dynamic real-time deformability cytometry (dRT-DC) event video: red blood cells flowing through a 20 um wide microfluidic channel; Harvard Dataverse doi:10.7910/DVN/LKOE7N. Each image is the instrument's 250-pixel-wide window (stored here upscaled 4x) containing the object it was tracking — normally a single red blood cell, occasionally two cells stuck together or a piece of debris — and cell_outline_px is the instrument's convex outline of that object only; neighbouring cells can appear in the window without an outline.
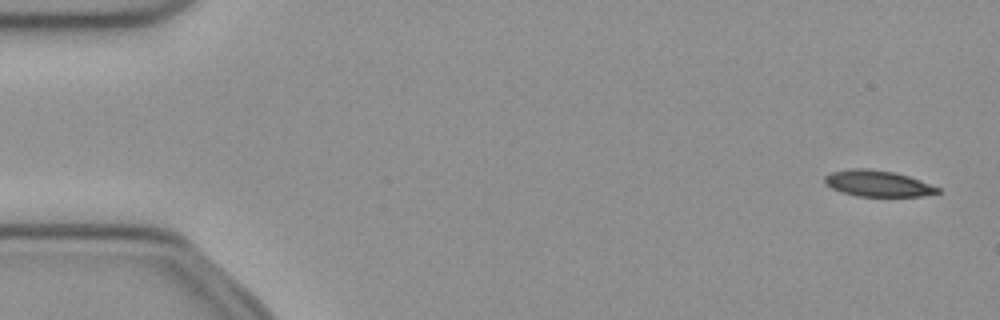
{"species": "common noctule bat (a hibernating species)", "species_latin": "Nyctalus noctula", "temperature_condition": "cold", "stored_images_in_passage": 51, "camera_frame_rate_fps": 3000, "um_per_image_px": 0.085, "animal": {"sex": "female", "body_mass_g": 21.9}, "frame": {"image": 1, "passage_image": 2, "time_ms": 0.333, "image_size_px": [1000, 320], "cell_outline_px": [[940, 192], [920, 196], [856, 196], [840, 192], [824, 184], [824, 176], [832, 172], [852, 168], [868, 168], [896, 172], [920, 180], [940, 188]], "centroid_in_image_um": [74.57, 15.59], "position_along_channel_um": 10.4, "area_um2": 17.28}}
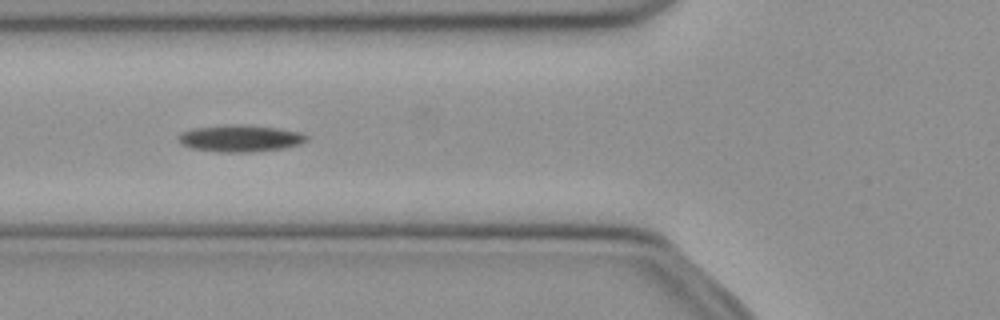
{"frame": {"image": 2, "passage_image": 19, "time_ms": 6.0, "image_size_px": [1000, 320], "cell_outline_px": [[308, 140], [300, 144], [284, 148], [252, 152], [216, 152], [192, 148], [180, 144], [180, 132], [192, 128], [224, 124], [244, 124], [276, 128], [300, 132], [308, 136]], "centroid_in_image_um": [20.41, 11.75], "position_along_channel_um": 105.4, "area_um2": 20.23}}
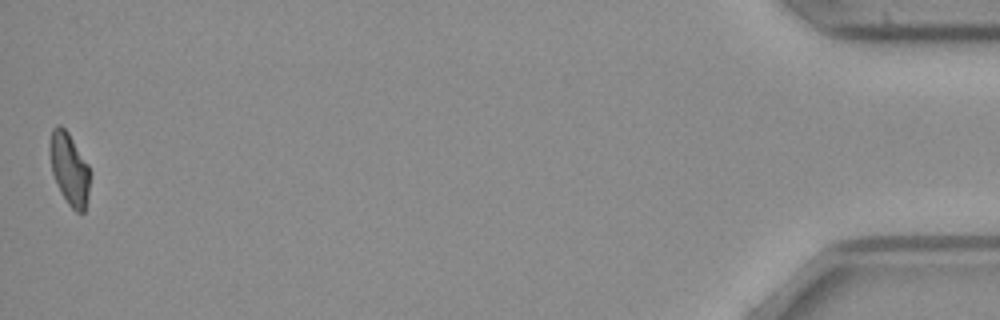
{"frame": {"image": 3, "passage_image": 51, "time_ms": 16.667, "image_size_px": [1000, 320], "cell_outline_px": [[88, 196], [84, 212], [76, 212], [68, 204], [60, 192], [52, 172], [48, 152], [48, 144], [52, 128], [56, 124], [60, 124], [68, 132], [88, 164]], "centroid_in_image_um": [5.84, 14.31], "position_along_channel_um": 429.4, "area_um2": 16.88}, "authors_computed_cell_mechanics": {"area_um2": 18.4382, "velocity_mm_per_s": 3.9738, "shape_relaxation_time_tau1_ms": 9.6382, "shape_relaxation_time_tau2_ms": null, "deformation_change_tau1": 0.1841, "deformation_change_tau2": null}}